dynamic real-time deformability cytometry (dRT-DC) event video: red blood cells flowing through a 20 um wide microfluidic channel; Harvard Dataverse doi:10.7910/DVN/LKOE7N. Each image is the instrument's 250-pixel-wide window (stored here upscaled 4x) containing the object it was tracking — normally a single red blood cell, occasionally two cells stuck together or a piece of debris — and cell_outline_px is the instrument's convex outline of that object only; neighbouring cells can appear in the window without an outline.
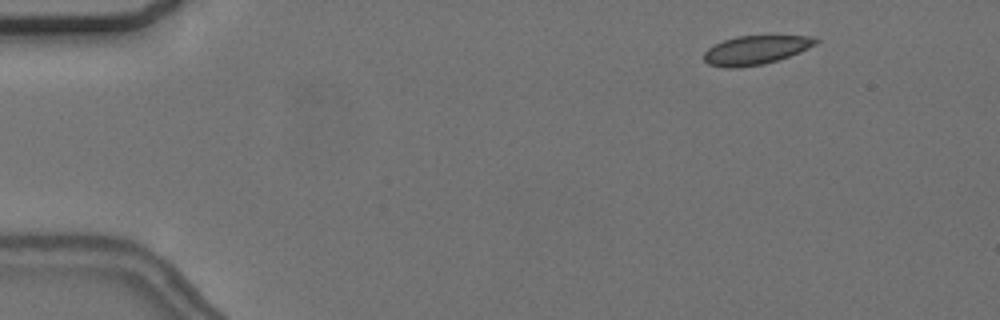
{"species": "common noctule bat (a hibernating species)", "species_latin": "Nyctalus noctula", "temperature_condition": "cold", "stored_images_in_passage": 35, "camera_frame_rate_fps": 3000, "um_per_image_px": 0.085, "animal": {"sex": "female", "body_mass_g": 24.6, "forearm_length_mm": 56.2}, "frame": {"image": 1, "passage_image": 5, "time_ms": 1.333, "image_size_px": [1000, 320], "cell_outline_px": [[820, 40], [816, 44], [800, 52], [764, 64], [736, 68], [724, 68], [708, 64], [704, 60], [704, 52], [708, 48], [724, 40], [736, 36], [816, 36]], "centroid_in_image_um": [64.24, 4.25], "position_along_channel_um": 20.8, "area_um2": 18.79}}
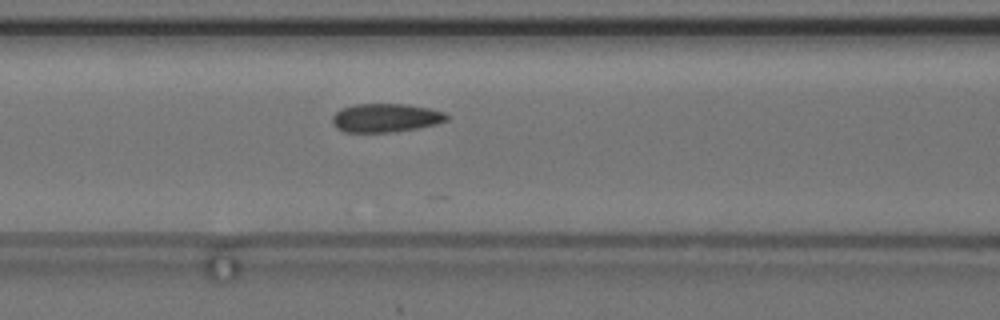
{"frame": {"image": 2, "passage_image": 22, "time_ms": 7.0, "image_size_px": [1000, 320], "cell_outline_px": [[448, 120], [436, 124], [416, 128], [392, 132], [344, 132], [336, 128], [332, 124], [332, 116], [340, 108], [356, 104], [404, 104], [428, 108], [448, 112]], "centroid_in_image_um": [32.77, 10.01], "position_along_channel_um": 133.8, "area_um2": 19.19}}